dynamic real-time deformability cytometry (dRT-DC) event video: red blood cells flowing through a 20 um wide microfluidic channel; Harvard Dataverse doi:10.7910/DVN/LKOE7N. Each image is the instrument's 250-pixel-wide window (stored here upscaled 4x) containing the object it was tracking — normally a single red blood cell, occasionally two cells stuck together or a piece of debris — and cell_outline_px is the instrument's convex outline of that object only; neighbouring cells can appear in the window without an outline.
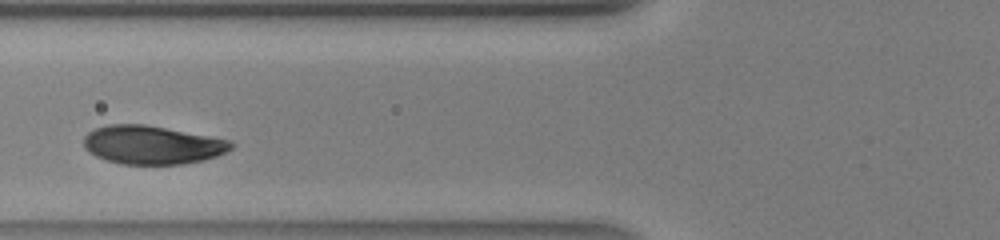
{"species": "human", "species_latin": "Homo sapiens", "temperature_condition": "warm", "stored_images_in_passage": 9, "camera_frame_rate_fps": 3000, "um_per_image_px": 0.085, "donor": {"sex": "male"}, "frame": {"image": 1, "passage_image": 3, "time_ms": 0.667, "image_size_px": [1000, 240], "cell_outline_px": [[220, 148], [216, 152], [204, 156], [180, 160], [140, 160], [116, 128], [152, 128], [204, 140]], "centroid_in_image_um": [14.02, 12.3], "position_along_channel_um": 111.8, "area_um2": 16.01}}